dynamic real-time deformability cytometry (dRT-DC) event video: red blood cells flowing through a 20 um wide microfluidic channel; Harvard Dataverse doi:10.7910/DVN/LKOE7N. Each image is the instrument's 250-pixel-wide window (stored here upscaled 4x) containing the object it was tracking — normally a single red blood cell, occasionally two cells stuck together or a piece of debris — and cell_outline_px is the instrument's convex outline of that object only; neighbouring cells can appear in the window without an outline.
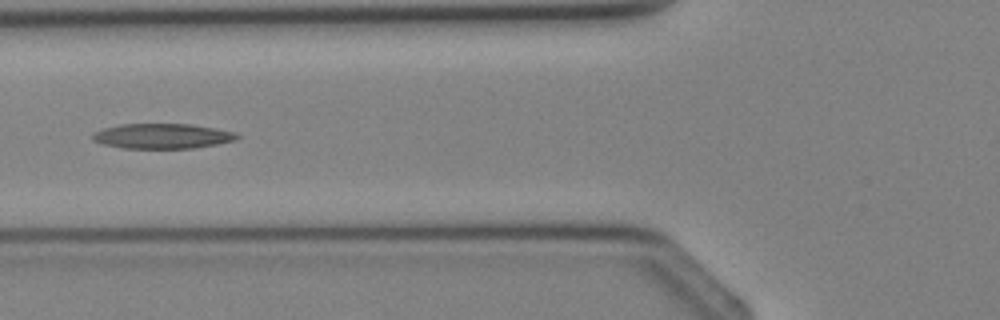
{"species": "Egyptian fruit bat (a non-hibernating species)", "species_latin": "Rousettus aegyptiacus", "temperature_condition": "cold", "stored_images_in_passage": 3, "camera_frame_rate_fps": 3000, "um_per_image_px": 0.085, "animal": {"sex": "female"}, "frame": {"image": 1, "passage_image": 3, "time_ms": 2.333, "image_size_px": [1000, 320], "cell_outline_px": [[240, 136], [236, 140], [196, 148], [124, 148], [104, 144], [92, 140], [92, 132], [104, 128], [120, 124], [192, 124], [216, 128], [236, 132]], "centroid_in_image_um": [13.81, 11.56], "position_along_channel_um": 112.0, "area_um2": 21.15}}